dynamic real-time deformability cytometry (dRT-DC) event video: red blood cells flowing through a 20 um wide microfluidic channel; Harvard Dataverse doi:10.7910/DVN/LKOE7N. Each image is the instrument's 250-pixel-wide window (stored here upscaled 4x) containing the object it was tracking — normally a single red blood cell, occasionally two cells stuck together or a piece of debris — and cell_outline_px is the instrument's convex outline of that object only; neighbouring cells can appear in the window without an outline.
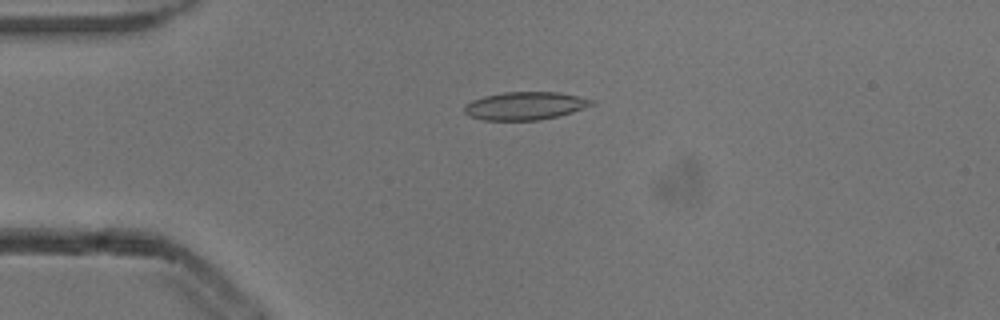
{"species": "common noctule bat (a hibernating species)", "species_latin": "Nyctalus noctula", "temperature_condition": "cold", "stored_images_in_passage": 6, "camera_frame_rate_fps": 3000, "um_per_image_px": 0.085, "animal": {"sex": "male", "body_mass_g": 13.3}, "frame": {"image": 1, "passage_image": 6, "time_ms": 1.667, "image_size_px": [1000, 320], "cell_outline_px": [[596, 104], [572, 112], [540, 120], [484, 120], [468, 116], [464, 112], [464, 104], [472, 100], [484, 96], [504, 92], [556, 92], [596, 100]], "centroid_in_image_um": [44.62, 8.99], "position_along_channel_um": 40.4, "area_um2": 20.75}}